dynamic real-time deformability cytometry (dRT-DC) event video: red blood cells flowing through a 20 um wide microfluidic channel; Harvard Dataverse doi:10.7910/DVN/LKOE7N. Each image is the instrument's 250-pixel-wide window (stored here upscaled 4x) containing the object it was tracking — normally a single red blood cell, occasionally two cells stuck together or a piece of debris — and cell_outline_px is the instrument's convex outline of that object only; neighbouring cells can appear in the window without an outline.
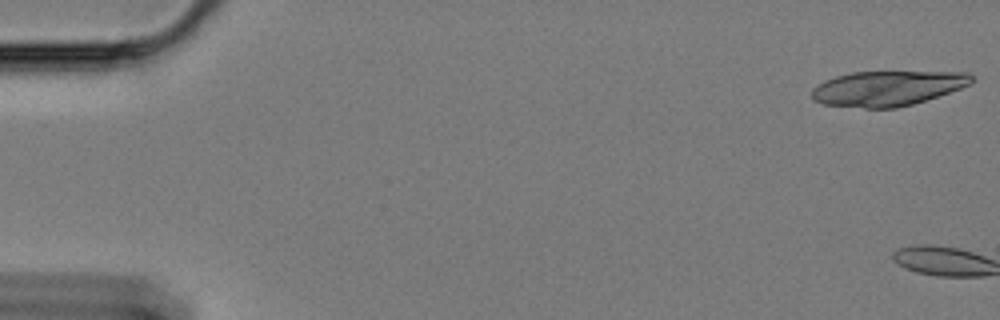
{"species": "Egyptian fruit bat (a non-hibernating species)", "species_latin": "Rousettus aegyptiacus", "temperature_condition": "cold", "stored_images_in_passage": 3, "camera_frame_rate_fps": 3000, "um_per_image_px": 0.085, "animal": {"sex": "female"}, "frame": {"image": 1, "passage_image": 1, "time_ms": 0.0, "image_size_px": [1000, 320], "cell_outline_px": [[972, 80], [968, 84], [960, 88], [912, 104], [896, 108], [864, 108], [824, 104], [812, 100], [812, 88], [824, 80], [836, 76], [852, 72], [968, 72], [972, 76]], "centroid_in_image_um": [75.37, 7.5], "position_along_channel_um": 9.6, "area_um2": 32.25}}